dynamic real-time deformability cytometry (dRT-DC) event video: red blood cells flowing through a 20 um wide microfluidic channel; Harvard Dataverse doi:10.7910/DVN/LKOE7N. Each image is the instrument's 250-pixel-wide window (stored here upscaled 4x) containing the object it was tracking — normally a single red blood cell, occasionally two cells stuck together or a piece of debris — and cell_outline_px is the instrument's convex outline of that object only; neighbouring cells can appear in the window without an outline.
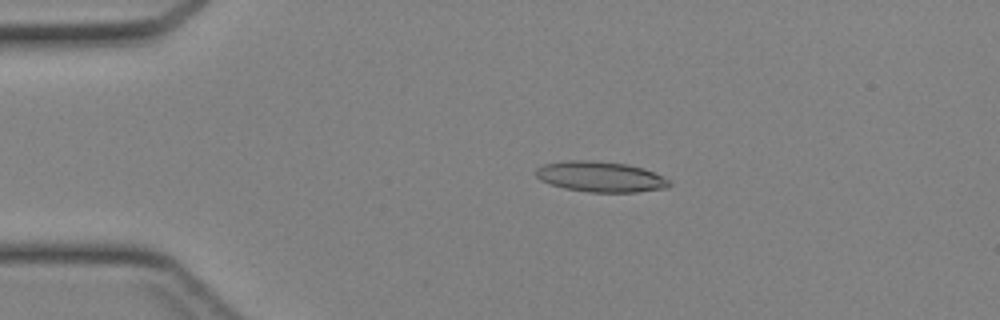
{"species": "Egyptian fruit bat (a non-hibernating species)", "species_latin": "Rousettus aegyptiacus", "temperature_condition": "cold", "stored_images_in_passage": 45, "camera_frame_rate_fps": 3000, "um_per_image_px": 0.085, "animal": {"sex": "female"}, "frame": {"image": 1, "passage_image": 10, "time_ms": 3.0, "image_size_px": [1000, 320], "cell_outline_px": [[672, 184], [668, 188], [636, 192], [588, 192], [564, 188], [540, 180], [536, 176], [536, 168], [544, 164], [564, 160], [596, 160], [628, 164], [644, 168], [668, 180]], "centroid_in_image_um": [51.03, 15.01], "position_along_channel_um": 34.0, "area_um2": 23.81}}
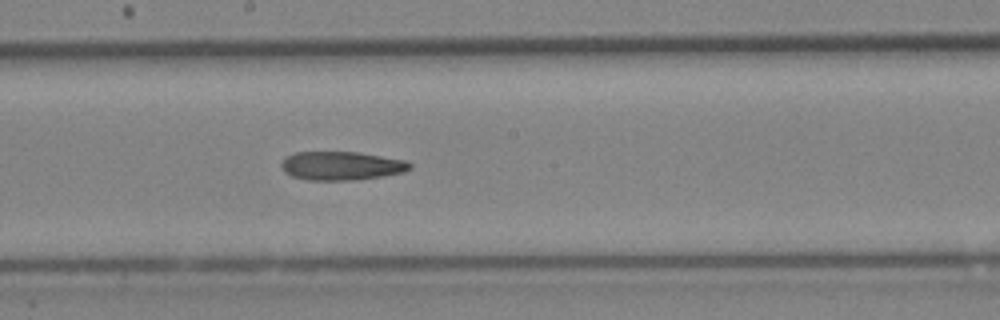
{"frame": {"image": 2, "passage_image": 25, "time_ms": 8.0, "image_size_px": [1000, 320], "cell_outline_px": [[412, 168], [404, 172], [380, 176], [352, 180], [308, 180], [292, 176], [284, 172], [280, 164], [284, 156], [296, 152], [360, 152], [404, 160], [412, 164]], "centroid_in_image_um": [28.98, 14.08], "position_along_channel_um": 219.2, "area_um2": 21.5}}
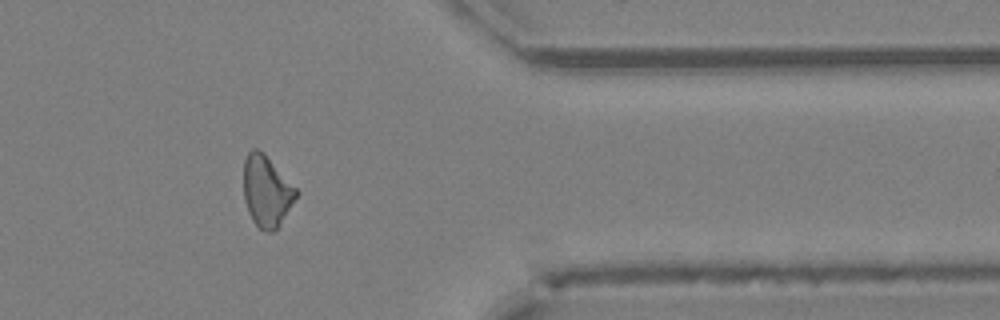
{"frame": {"image": 3, "passage_image": 37, "time_ms": 12.0, "image_size_px": [1000, 320], "cell_outline_px": [[300, 192], [276, 228], [272, 232], [268, 232], [260, 228], [252, 220], [248, 212], [244, 200], [244, 160], [248, 152], [252, 148], [256, 148], [264, 152]], "centroid_in_image_um": [22.65, 16.21], "position_along_channel_um": 388.8, "area_um2": 21.68}}